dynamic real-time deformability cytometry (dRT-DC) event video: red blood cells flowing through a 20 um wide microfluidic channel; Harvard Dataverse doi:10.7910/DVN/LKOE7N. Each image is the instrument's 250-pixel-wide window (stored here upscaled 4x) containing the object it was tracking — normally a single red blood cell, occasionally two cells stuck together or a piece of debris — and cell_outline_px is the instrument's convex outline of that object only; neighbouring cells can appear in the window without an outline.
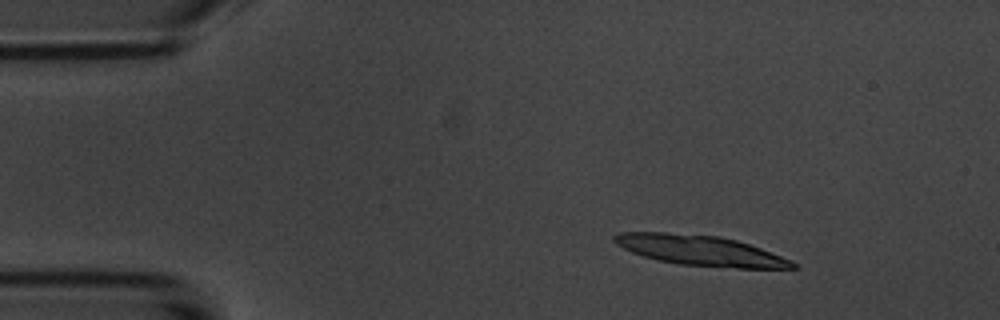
{"species": "common noctule bat (a hibernating species)", "species_latin": "Nyctalus noctula", "temperature_condition": "room temperature", "stored_images_in_passage": 5, "camera_frame_rate_fps": 3000, "um_per_image_px": 0.085, "animal": {"sex": "male", "body_mass_g": 20.1, "forearm_length_mm": 53.5}, "frame": {"image": 1, "passage_image": 3, "time_ms": 2.333, "image_size_px": [1000, 320], "cell_outline_px": [[800, 268], [736, 268], [680, 264], [660, 260], [644, 256], [632, 252], [616, 244], [612, 240], [612, 236], [616, 232], [668, 232], [720, 236], [736, 240], [760, 248], [792, 260]], "centroid_in_image_um": [59.51, 21.28], "position_along_channel_um": 25.5, "area_um2": 31.27}}
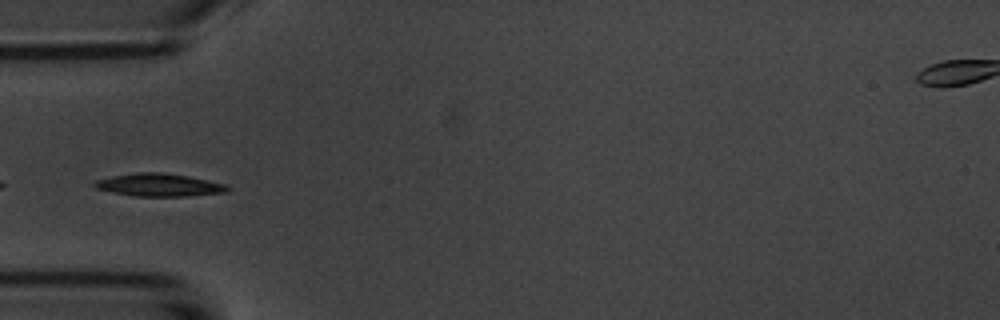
{"frame": {"image": 2, "passage_image": 5, "time_ms": 5.667, "image_size_px": [1000, 320], "cell_outline_px": [[232, 188], [228, 192], [188, 196], [132, 196], [112, 192], [96, 188], [92, 184], [96, 180], [112, 176], [140, 172], [160, 172], [188, 176], [224, 184]], "centroid_in_image_um": [13.53, 15.73], "position_along_channel_um": 71.5, "area_um2": 17.57}}